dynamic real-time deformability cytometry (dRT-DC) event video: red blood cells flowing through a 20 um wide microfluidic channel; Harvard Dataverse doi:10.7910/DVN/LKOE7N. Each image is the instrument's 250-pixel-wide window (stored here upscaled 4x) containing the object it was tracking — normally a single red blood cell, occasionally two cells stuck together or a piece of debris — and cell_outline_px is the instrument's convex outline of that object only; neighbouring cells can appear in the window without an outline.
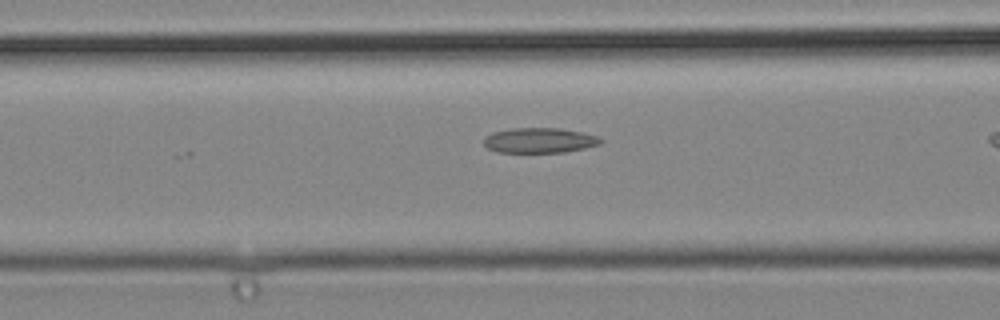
{"species": "common noctule bat (a hibernating species)", "species_latin": "Nyctalus noctula", "temperature_condition": "cold", "stored_images_in_passage": 8, "camera_frame_rate_fps": 3000, "um_per_image_px": 0.085, "animal": {"sex": "male", "body_mass_g": 19.2, "forearm_length_mm": 51.8}, "frame": {"image": 1, "passage_image": 8, "time_ms": 2.333, "image_size_px": [1000, 320], "cell_outline_px": [[604, 140], [600, 144], [584, 148], [564, 152], [496, 152], [488, 148], [484, 144], [484, 136], [492, 132], [512, 128], [560, 128], [580, 132], [596, 136]], "centroid_in_image_um": [45.82, 11.93], "position_along_channel_um": 120.8, "area_um2": 17.05}}